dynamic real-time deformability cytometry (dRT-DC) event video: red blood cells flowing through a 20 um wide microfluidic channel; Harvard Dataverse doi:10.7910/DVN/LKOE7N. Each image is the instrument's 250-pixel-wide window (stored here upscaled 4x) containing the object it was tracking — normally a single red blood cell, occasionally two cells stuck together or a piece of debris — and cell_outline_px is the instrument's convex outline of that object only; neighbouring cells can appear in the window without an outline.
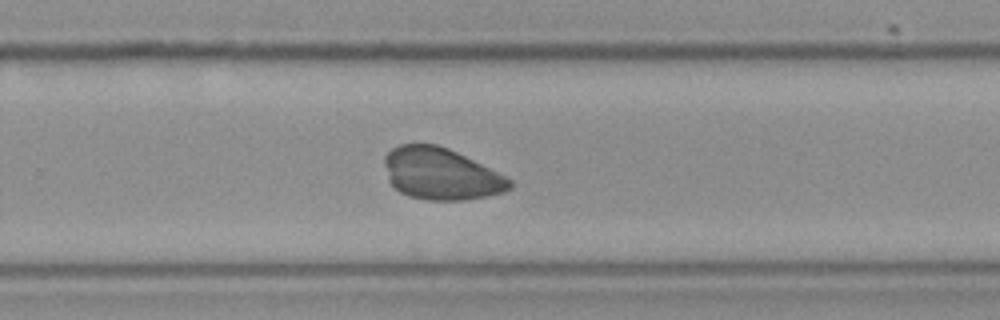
{"species": "Egyptian fruit bat (a non-hibernating species)", "species_latin": "Rousettus aegyptiacus", "temperature_condition": "cold", "stored_images_in_passage": 46, "camera_frame_rate_fps": 3000, "um_per_image_px": 0.085, "frame": {"image": 1, "passage_image": 27, "time_ms": 8.667, "image_size_px": [1000, 320], "cell_outline_px": [[512, 188], [504, 192], [488, 196], [464, 200], [428, 200], [408, 196], [392, 188], [388, 180], [384, 164], [384, 156], [392, 148], [400, 144], [436, 144], [448, 148], [512, 180]], "centroid_in_image_um": [37.43, 14.79], "position_along_channel_um": 292.4, "area_um2": 37.69}}